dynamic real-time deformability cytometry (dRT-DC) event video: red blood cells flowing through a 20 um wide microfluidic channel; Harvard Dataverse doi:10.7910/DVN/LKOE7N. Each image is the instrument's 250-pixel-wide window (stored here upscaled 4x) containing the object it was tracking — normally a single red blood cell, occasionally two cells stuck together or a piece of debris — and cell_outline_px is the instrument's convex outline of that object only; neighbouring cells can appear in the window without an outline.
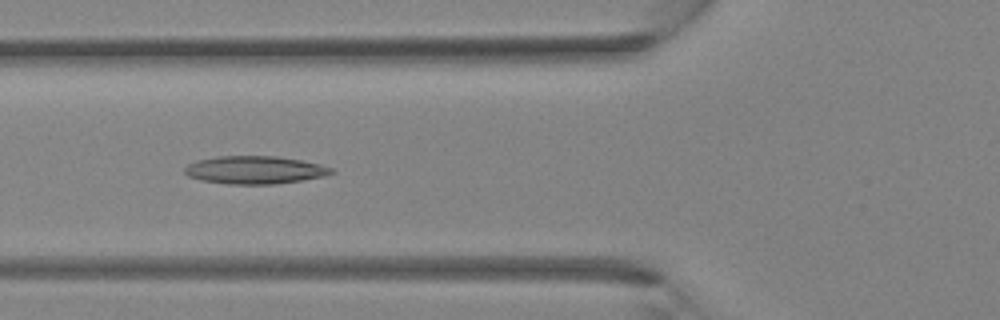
{"species": "Egyptian fruit bat (a non-hibernating species)", "species_latin": "Rousettus aegyptiacus", "temperature_condition": "room temperature", "stored_images_in_passage": 37, "camera_frame_rate_fps": 3000, "um_per_image_px": 0.085, "animal": {"sex": "female"}, "frame": {"image": 1, "passage_image": 14, "time_ms": 4.333, "image_size_px": [1000, 320], "cell_outline_px": [[336, 172], [324, 176], [276, 184], [228, 184], [200, 180], [188, 176], [184, 172], [184, 168], [188, 164], [196, 160], [216, 156], [276, 156], [300, 160], [320, 164], [332, 168]], "centroid_in_image_um": [21.63, 14.44], "position_along_channel_um": 104.2, "area_um2": 23.87}}
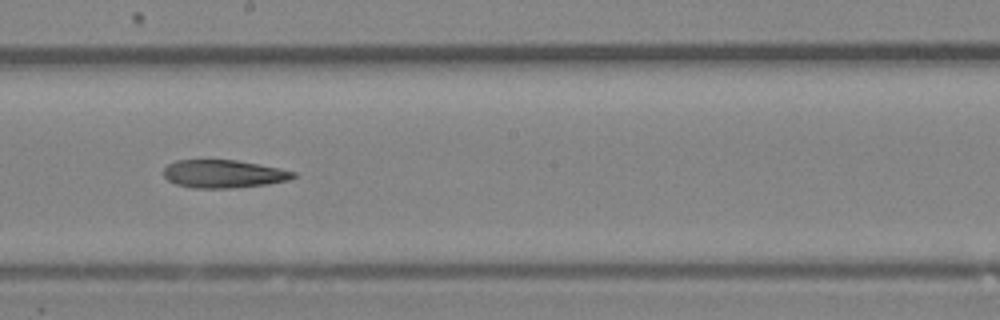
{"frame": {"image": 2, "passage_image": 21, "time_ms": 6.667, "image_size_px": [1000, 320], "cell_outline_px": [[296, 176], [288, 180], [268, 184], [232, 188], [192, 188], [176, 184], [168, 180], [164, 176], [164, 168], [168, 164], [176, 160], [236, 160], [296, 172]], "centroid_in_image_um": [18.97, 14.79], "position_along_channel_um": 229.2, "area_um2": 20.98}}
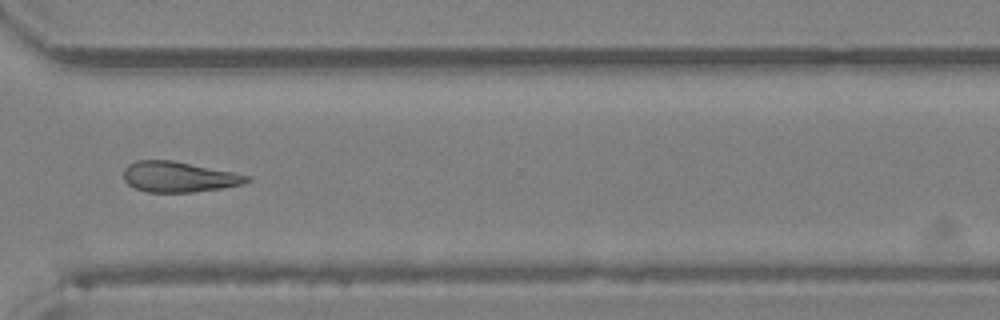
{"frame": {"image": 3, "passage_image": 28, "time_ms": 9.0, "image_size_px": [1000, 320], "cell_outline_px": [[252, 180], [244, 184], [220, 188], [192, 192], [148, 192], [136, 188], [128, 184], [124, 180], [124, 168], [128, 164], [136, 160], [172, 160], [252, 176]], "centroid_in_image_um": [15.2, 15.03], "position_along_channel_um": 355.4, "area_um2": 21.85}}